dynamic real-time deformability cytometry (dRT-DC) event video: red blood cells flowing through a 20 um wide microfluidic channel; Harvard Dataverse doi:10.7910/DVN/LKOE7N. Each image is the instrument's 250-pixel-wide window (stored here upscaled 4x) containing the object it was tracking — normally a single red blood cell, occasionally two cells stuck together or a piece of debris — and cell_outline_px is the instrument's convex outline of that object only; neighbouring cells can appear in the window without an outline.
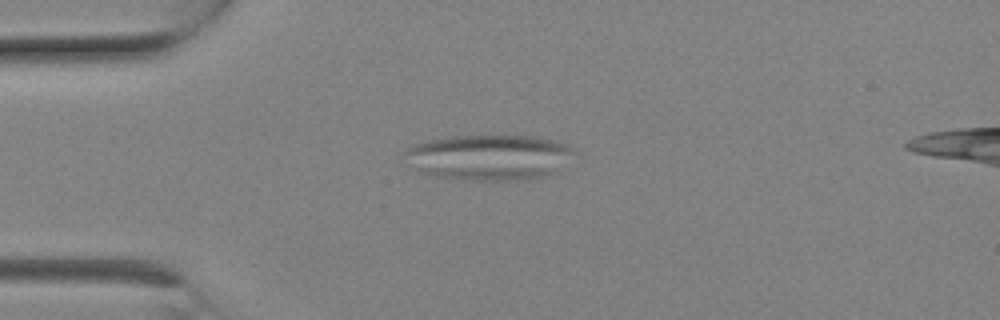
{"species": "Egyptian fruit bat (a non-hibernating species)", "species_latin": "Rousettus aegyptiacus", "temperature_condition": "room temperature", "stored_images_in_passage": 3, "segment_of_instrument_passage": [1, 2], "camera_frame_rate_fps": 3000, "um_per_image_px": 0.085, "animal": {"sex": "female"}, "frame": {"image": 1, "passage_image": 1, "time_ms": 0.0, "image_size_px": [1000, 320], "cell_outline_px": [[572, 152], [556, 172], [544, 176], [528, 180], [468, 180], [432, 176], [420, 172], [404, 164], [400, 152], [412, 144], [428, 140], [448, 136], [536, 136], [556, 140], [568, 144], [572, 148]], "centroid_in_image_um": [41.43, 13.37], "position_along_channel_um": 43.6, "area_um2": 45.66}}